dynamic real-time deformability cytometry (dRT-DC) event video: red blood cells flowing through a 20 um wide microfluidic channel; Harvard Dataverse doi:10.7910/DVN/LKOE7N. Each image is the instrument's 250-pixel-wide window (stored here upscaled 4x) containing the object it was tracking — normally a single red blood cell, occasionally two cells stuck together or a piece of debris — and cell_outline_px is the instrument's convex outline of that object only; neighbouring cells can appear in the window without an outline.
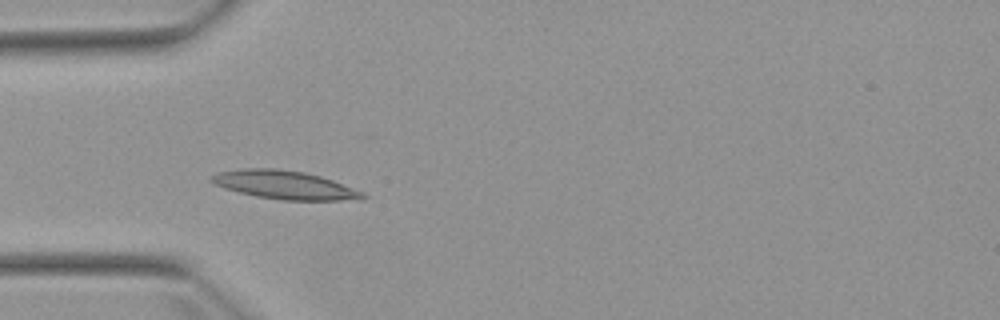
{"species": "Egyptian fruit bat (a non-hibernating species)", "species_latin": "Rousettus aegyptiacus", "temperature_condition": "warm", "stored_images_in_passage": 3, "camera_frame_rate_fps": 3000, "um_per_image_px": 0.085, "animal": {"sex": "female"}, "frame": {"image": 1, "passage_image": 3, "time_ms": 2.333, "image_size_px": [1000, 320], "cell_outline_px": [[368, 196], [364, 200], [280, 200], [256, 196], [224, 188], [212, 184], [208, 180], [216, 172], [244, 168], [276, 168], [304, 172], [320, 176], [332, 180], [364, 192]], "centroid_in_image_um": [24.19, 15.72], "position_along_channel_um": 60.8, "area_um2": 25.26}}